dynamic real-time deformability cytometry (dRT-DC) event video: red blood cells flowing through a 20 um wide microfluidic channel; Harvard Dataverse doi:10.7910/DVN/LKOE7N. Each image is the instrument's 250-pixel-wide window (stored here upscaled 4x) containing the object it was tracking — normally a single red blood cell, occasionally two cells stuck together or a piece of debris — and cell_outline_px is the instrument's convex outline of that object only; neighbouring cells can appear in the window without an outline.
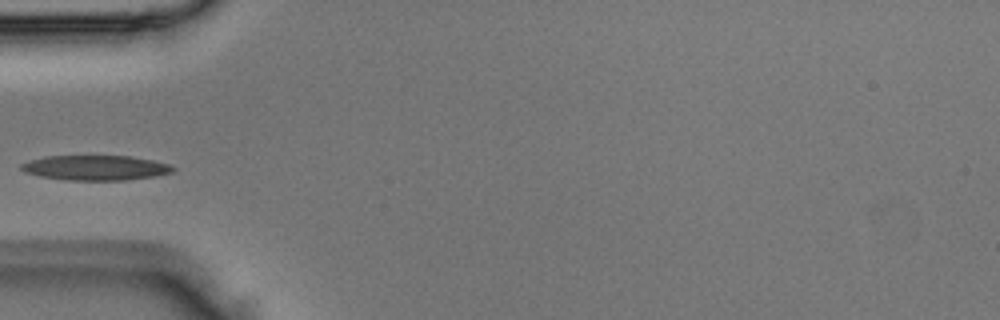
{"species": "Egyptian fruit bat (a non-hibernating species)", "species_latin": "Rousettus aegyptiacus", "temperature_condition": "room temperature", "stored_images_in_passage": 2, "camera_frame_rate_fps": 3000, "um_per_image_px": 0.085, "animal": {"sex": "male"}, "frame": {"image": 1, "passage_image": 2, "time_ms": 0.333, "image_size_px": [1000, 320], "cell_outline_px": [[176, 168], [172, 172], [156, 176], [128, 180], [64, 180], [40, 176], [24, 172], [20, 168], [20, 164], [44, 156], [128, 156], [152, 160], [168, 164]], "centroid_in_image_um": [8.11, 14.26], "position_along_channel_um": 76.9, "area_um2": 22.02}}